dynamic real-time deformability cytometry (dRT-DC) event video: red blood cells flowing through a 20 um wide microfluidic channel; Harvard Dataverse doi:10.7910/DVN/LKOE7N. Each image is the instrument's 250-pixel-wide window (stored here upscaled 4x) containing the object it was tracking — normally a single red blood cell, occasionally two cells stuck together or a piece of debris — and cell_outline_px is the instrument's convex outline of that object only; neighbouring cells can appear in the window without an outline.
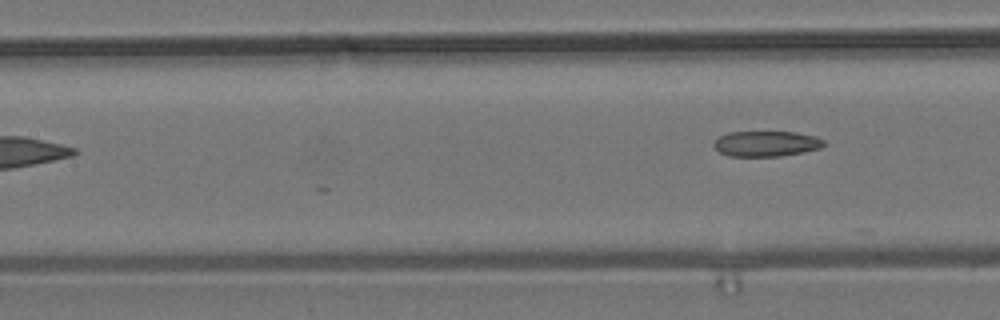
{"species": "common noctule bat (a hibernating species)", "species_latin": "Nyctalus noctula", "temperature_condition": "room temperature", "stored_images_in_passage": 6, "camera_frame_rate_fps": 3000, "um_per_image_px": 0.085, "animal": {"sex": "male", "body_mass_g": 19.2, "forearm_length_mm": 51.8}, "frame": {"image": 1, "passage_image": 6, "time_ms": 6.0, "image_size_px": [1000, 320], "cell_outline_px": [[828, 144], [820, 148], [804, 152], [780, 156], [728, 156], [720, 152], [712, 144], [720, 136], [728, 132], [796, 132], [816, 136], [824, 140]], "centroid_in_image_um": [65.17, 12.21], "position_along_channel_um": 142.2, "area_um2": 16.42}}